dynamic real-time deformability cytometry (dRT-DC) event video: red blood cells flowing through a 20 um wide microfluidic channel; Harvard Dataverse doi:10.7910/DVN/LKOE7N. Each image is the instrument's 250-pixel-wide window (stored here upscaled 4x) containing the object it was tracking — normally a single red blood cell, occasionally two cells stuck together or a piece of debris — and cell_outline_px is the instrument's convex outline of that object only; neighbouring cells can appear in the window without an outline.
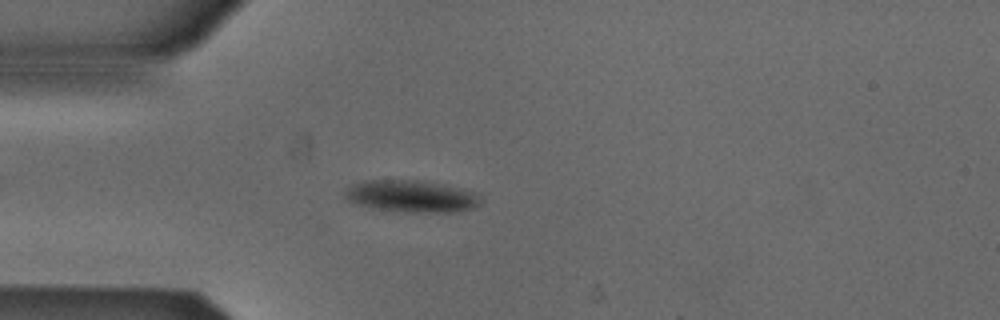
{"species": "Egyptian fruit bat (a non-hibernating species)", "species_latin": "Rousettus aegyptiacus", "temperature_condition": "cold", "stored_images_in_passage": 46, "camera_frame_rate_fps": 3000, "um_per_image_px": 0.085, "animal": {"sex": "male"}, "frame": {"image": 1, "passage_image": 8, "time_ms": 2.333, "image_size_px": [1000, 320], "cell_outline_px": [[480, 204], [472, 208], [460, 212], [404, 212], [372, 208], [348, 200], [344, 196], [344, 192], [352, 184], [364, 180], [420, 180], [444, 184], [476, 192], [480, 196]], "centroid_in_image_um": [35.0, 16.68], "position_along_channel_um": 50.0, "area_um2": 25.43}}
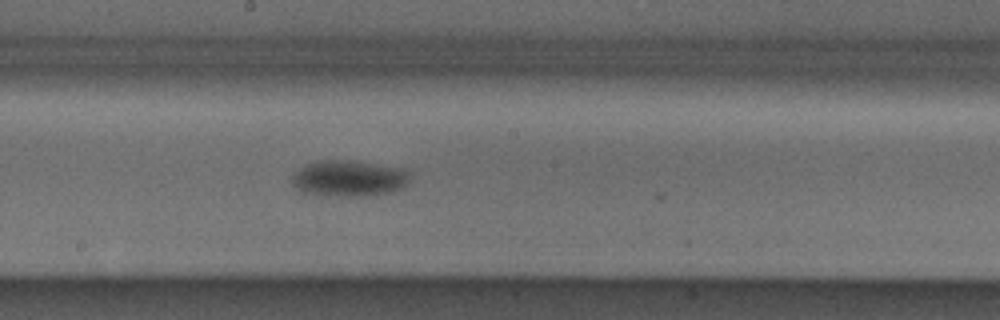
{"frame": {"image": 2, "passage_image": 22, "time_ms": 7.0, "image_size_px": [1000, 320], "cell_outline_px": [[412, 176], [400, 188], [388, 192], [368, 196], [332, 196], [300, 192], [292, 184], [292, 176], [300, 168], [308, 164], [320, 160], [360, 160], [404, 168]], "centroid_in_image_um": [29.66, 15.15], "position_along_channel_um": 218.5, "area_um2": 25.09}}
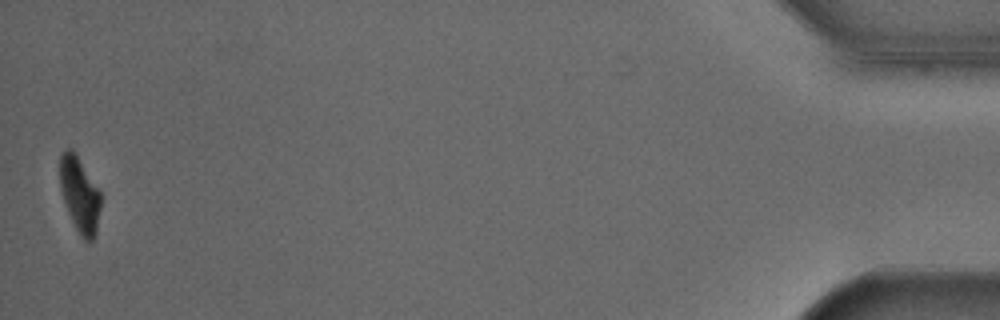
{"frame": {"image": 3, "passage_image": 46, "time_ms": 15.0, "image_size_px": [1000, 320], "cell_outline_px": [[100, 208], [96, 236], [88, 244], [80, 236], [68, 212], [60, 188], [60, 156], [68, 148], [72, 148], [76, 152], [100, 192]], "centroid_in_image_um": [6.78, 16.56], "position_along_channel_um": 428.4, "area_um2": 17.92}, "authors_computed_cell_mechanics": {"area_um2": 23.1489, "velocity_mm_per_s": 3.8473, "shape_relaxation_time_tau1_ms": 2.7448, "shape_relaxation_time_tau2_ms": null, "deformation_change_tau1": 0.0875, "deformation_change_tau2": null}}